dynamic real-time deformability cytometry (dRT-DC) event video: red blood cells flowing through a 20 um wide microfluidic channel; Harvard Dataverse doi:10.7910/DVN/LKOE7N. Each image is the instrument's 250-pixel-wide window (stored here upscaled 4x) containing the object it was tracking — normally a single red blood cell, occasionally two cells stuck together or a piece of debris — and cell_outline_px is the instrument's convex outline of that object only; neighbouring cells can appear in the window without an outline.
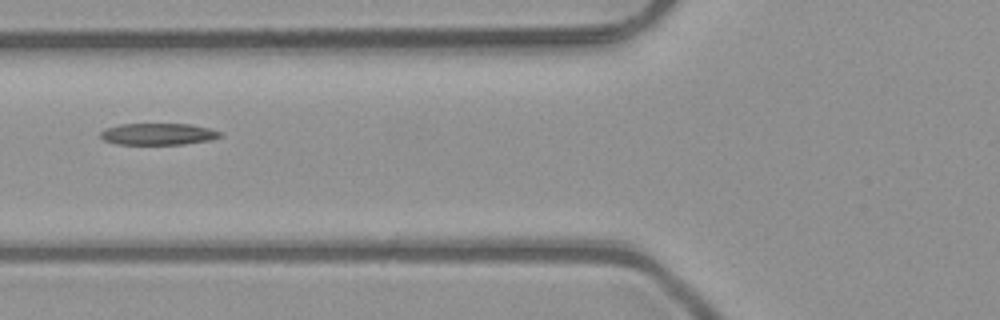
{"species": "common noctule bat (a hibernating species)", "species_latin": "Nyctalus noctula", "temperature_condition": "room temperature", "stored_images_in_passage": 5, "camera_frame_rate_fps": 3000, "um_per_image_px": 0.085, "animal": {"sex": "male", "body_mass_g": 23.1, "forearm_length_mm": 52.7}, "frame": {"image": 1, "passage_image": 5, "time_ms": 1.333, "image_size_px": [1000, 320], "cell_outline_px": [[224, 136], [212, 140], [184, 144], [116, 144], [104, 140], [100, 136], [100, 132], [104, 128], [120, 124], [192, 124], [208, 128], [220, 132]], "centroid_in_image_um": [13.45, 11.39], "position_along_channel_um": 112.4, "area_um2": 15.2}}